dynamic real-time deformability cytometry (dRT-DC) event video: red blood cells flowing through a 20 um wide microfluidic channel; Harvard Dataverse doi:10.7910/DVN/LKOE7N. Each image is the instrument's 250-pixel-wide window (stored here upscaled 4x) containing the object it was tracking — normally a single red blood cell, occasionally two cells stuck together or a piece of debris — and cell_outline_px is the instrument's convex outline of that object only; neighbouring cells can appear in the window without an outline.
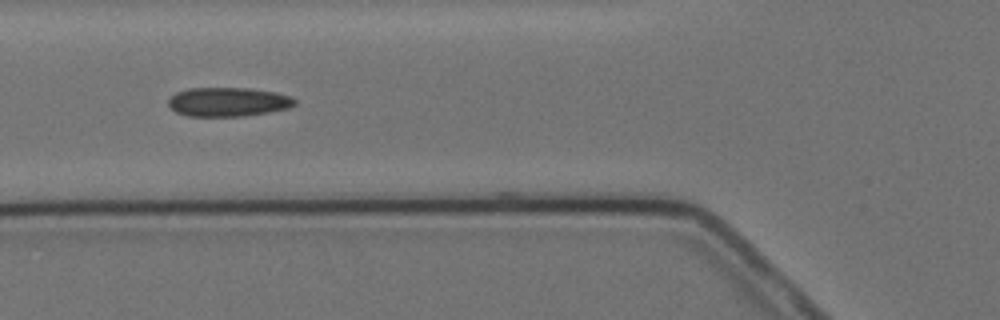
{"species": "Egyptian fruit bat (a non-hibernating species)", "species_latin": "Rousettus aegyptiacus", "temperature_condition": "cold", "stored_images_in_passage": 9, "camera_frame_rate_fps": 3000, "um_per_image_px": 0.085, "animal": {"sex": "female"}, "frame": {"image": 1, "passage_image": 4, "time_ms": 4.333, "image_size_px": [1000, 320], "cell_outline_px": [[296, 104], [288, 108], [268, 112], [244, 116], [188, 116], [176, 112], [168, 104], [168, 100], [176, 92], [188, 88], [248, 88], [276, 92], [292, 96], [296, 100]], "centroid_in_image_um": [19.4, 8.66], "position_along_channel_um": 106.4, "area_um2": 21.44}}
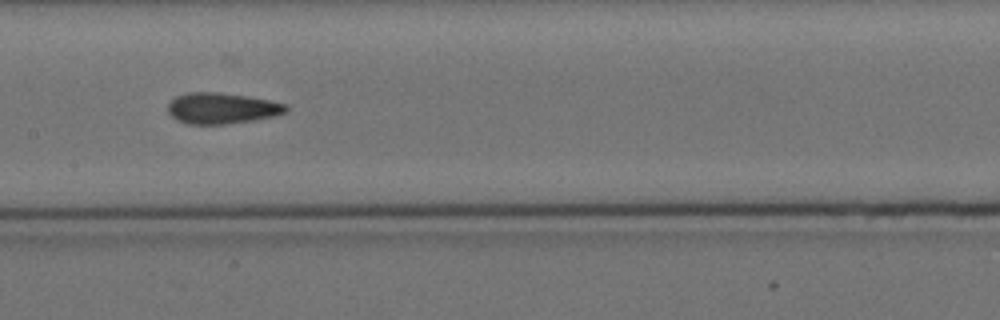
{"frame": {"image": 2, "passage_image": 6, "time_ms": 6.667, "image_size_px": [1000, 320], "cell_outline_px": [[288, 112], [272, 116], [252, 120], [224, 124], [188, 124], [176, 120], [168, 112], [168, 104], [176, 96], [188, 92], [220, 92], [248, 96], [288, 104]], "centroid_in_image_um": [18.85, 9.19], "position_along_channel_um": 188.5, "area_um2": 21.33}}
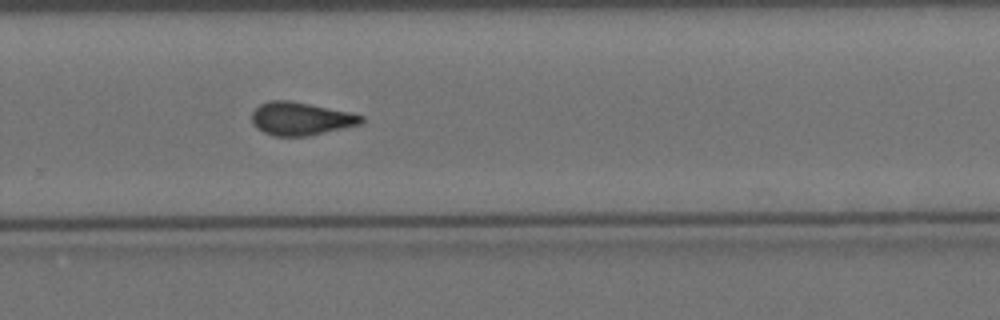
{"frame": {"image": 3, "passage_image": 9, "time_ms": 10.0, "image_size_px": [1000, 320], "cell_outline_px": [[364, 120], [360, 124], [308, 136], [276, 136], [264, 132], [256, 128], [252, 124], [252, 112], [260, 104], [268, 100], [288, 100], [352, 112], [364, 116]], "centroid_in_image_um": [25.56, 10.08], "position_along_channel_um": 304.2, "area_um2": 21.1}}